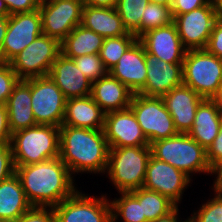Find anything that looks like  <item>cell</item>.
I'll use <instances>...</instances> for the list:
<instances>
[{
	"instance_id": "23",
	"label": "cell",
	"mask_w": 222,
	"mask_h": 222,
	"mask_svg": "<svg viewBox=\"0 0 222 222\" xmlns=\"http://www.w3.org/2000/svg\"><path fill=\"white\" fill-rule=\"evenodd\" d=\"M133 95L127 86L109 73L92 83L91 96L105 113L128 108Z\"/></svg>"
},
{
	"instance_id": "43",
	"label": "cell",
	"mask_w": 222,
	"mask_h": 222,
	"mask_svg": "<svg viewBox=\"0 0 222 222\" xmlns=\"http://www.w3.org/2000/svg\"><path fill=\"white\" fill-rule=\"evenodd\" d=\"M118 0H84L85 5L93 7H116Z\"/></svg>"
},
{
	"instance_id": "44",
	"label": "cell",
	"mask_w": 222,
	"mask_h": 222,
	"mask_svg": "<svg viewBox=\"0 0 222 222\" xmlns=\"http://www.w3.org/2000/svg\"><path fill=\"white\" fill-rule=\"evenodd\" d=\"M178 206L172 211L170 212L168 215L166 216H163V217H160L156 220H152V221H149V222H178L180 220H178Z\"/></svg>"
},
{
	"instance_id": "10",
	"label": "cell",
	"mask_w": 222,
	"mask_h": 222,
	"mask_svg": "<svg viewBox=\"0 0 222 222\" xmlns=\"http://www.w3.org/2000/svg\"><path fill=\"white\" fill-rule=\"evenodd\" d=\"M53 210L56 222H112L111 204L104 195L96 198L77 190Z\"/></svg>"
},
{
	"instance_id": "31",
	"label": "cell",
	"mask_w": 222,
	"mask_h": 222,
	"mask_svg": "<svg viewBox=\"0 0 222 222\" xmlns=\"http://www.w3.org/2000/svg\"><path fill=\"white\" fill-rule=\"evenodd\" d=\"M172 22L171 7L149 2L141 18V27L134 35L139 39L146 32L167 26Z\"/></svg>"
},
{
	"instance_id": "46",
	"label": "cell",
	"mask_w": 222,
	"mask_h": 222,
	"mask_svg": "<svg viewBox=\"0 0 222 222\" xmlns=\"http://www.w3.org/2000/svg\"><path fill=\"white\" fill-rule=\"evenodd\" d=\"M8 27V16H0V47L3 44Z\"/></svg>"
},
{
	"instance_id": "4",
	"label": "cell",
	"mask_w": 222,
	"mask_h": 222,
	"mask_svg": "<svg viewBox=\"0 0 222 222\" xmlns=\"http://www.w3.org/2000/svg\"><path fill=\"white\" fill-rule=\"evenodd\" d=\"M151 155L150 145L109 149L106 173L119 193L143 187Z\"/></svg>"
},
{
	"instance_id": "39",
	"label": "cell",
	"mask_w": 222,
	"mask_h": 222,
	"mask_svg": "<svg viewBox=\"0 0 222 222\" xmlns=\"http://www.w3.org/2000/svg\"><path fill=\"white\" fill-rule=\"evenodd\" d=\"M211 0H173L171 12L173 19L177 15L188 13L192 10L198 9L207 5Z\"/></svg>"
},
{
	"instance_id": "53",
	"label": "cell",
	"mask_w": 222,
	"mask_h": 222,
	"mask_svg": "<svg viewBox=\"0 0 222 222\" xmlns=\"http://www.w3.org/2000/svg\"><path fill=\"white\" fill-rule=\"evenodd\" d=\"M180 222H196V221H195V219L192 216L191 217L189 216V218L187 220H185V221H181L180 220Z\"/></svg>"
},
{
	"instance_id": "7",
	"label": "cell",
	"mask_w": 222,
	"mask_h": 222,
	"mask_svg": "<svg viewBox=\"0 0 222 222\" xmlns=\"http://www.w3.org/2000/svg\"><path fill=\"white\" fill-rule=\"evenodd\" d=\"M149 144L171 138L178 133L162 97L134 94L129 106Z\"/></svg>"
},
{
	"instance_id": "1",
	"label": "cell",
	"mask_w": 222,
	"mask_h": 222,
	"mask_svg": "<svg viewBox=\"0 0 222 222\" xmlns=\"http://www.w3.org/2000/svg\"><path fill=\"white\" fill-rule=\"evenodd\" d=\"M15 167L32 207H55L77 191L74 176L59 157Z\"/></svg>"
},
{
	"instance_id": "3",
	"label": "cell",
	"mask_w": 222,
	"mask_h": 222,
	"mask_svg": "<svg viewBox=\"0 0 222 222\" xmlns=\"http://www.w3.org/2000/svg\"><path fill=\"white\" fill-rule=\"evenodd\" d=\"M60 127L40 125L12 133L10 146L15 166L59 157Z\"/></svg>"
},
{
	"instance_id": "51",
	"label": "cell",
	"mask_w": 222,
	"mask_h": 222,
	"mask_svg": "<svg viewBox=\"0 0 222 222\" xmlns=\"http://www.w3.org/2000/svg\"><path fill=\"white\" fill-rule=\"evenodd\" d=\"M6 62H5V60H4V56H3V53H2V49H1V47H0V65H2V64H5Z\"/></svg>"
},
{
	"instance_id": "5",
	"label": "cell",
	"mask_w": 222,
	"mask_h": 222,
	"mask_svg": "<svg viewBox=\"0 0 222 222\" xmlns=\"http://www.w3.org/2000/svg\"><path fill=\"white\" fill-rule=\"evenodd\" d=\"M152 155L189 177L192 173H208L212 175V169L207 161L206 150L188 134L179 133L174 137L153 142Z\"/></svg>"
},
{
	"instance_id": "50",
	"label": "cell",
	"mask_w": 222,
	"mask_h": 222,
	"mask_svg": "<svg viewBox=\"0 0 222 222\" xmlns=\"http://www.w3.org/2000/svg\"><path fill=\"white\" fill-rule=\"evenodd\" d=\"M149 2L171 7L173 0H149Z\"/></svg>"
},
{
	"instance_id": "42",
	"label": "cell",
	"mask_w": 222,
	"mask_h": 222,
	"mask_svg": "<svg viewBox=\"0 0 222 222\" xmlns=\"http://www.w3.org/2000/svg\"><path fill=\"white\" fill-rule=\"evenodd\" d=\"M11 135L7 106L0 105V146L10 144Z\"/></svg>"
},
{
	"instance_id": "21",
	"label": "cell",
	"mask_w": 222,
	"mask_h": 222,
	"mask_svg": "<svg viewBox=\"0 0 222 222\" xmlns=\"http://www.w3.org/2000/svg\"><path fill=\"white\" fill-rule=\"evenodd\" d=\"M31 100V78L19 80L6 103L11 133L37 125Z\"/></svg>"
},
{
	"instance_id": "18",
	"label": "cell",
	"mask_w": 222,
	"mask_h": 222,
	"mask_svg": "<svg viewBox=\"0 0 222 222\" xmlns=\"http://www.w3.org/2000/svg\"><path fill=\"white\" fill-rule=\"evenodd\" d=\"M146 68L145 48L137 39L108 73L137 94L145 86Z\"/></svg>"
},
{
	"instance_id": "22",
	"label": "cell",
	"mask_w": 222,
	"mask_h": 222,
	"mask_svg": "<svg viewBox=\"0 0 222 222\" xmlns=\"http://www.w3.org/2000/svg\"><path fill=\"white\" fill-rule=\"evenodd\" d=\"M105 112L92 96L66 99L62 125L86 129H103Z\"/></svg>"
},
{
	"instance_id": "15",
	"label": "cell",
	"mask_w": 222,
	"mask_h": 222,
	"mask_svg": "<svg viewBox=\"0 0 222 222\" xmlns=\"http://www.w3.org/2000/svg\"><path fill=\"white\" fill-rule=\"evenodd\" d=\"M103 131L109 148L150 145L130 107L106 113Z\"/></svg>"
},
{
	"instance_id": "37",
	"label": "cell",
	"mask_w": 222,
	"mask_h": 222,
	"mask_svg": "<svg viewBox=\"0 0 222 222\" xmlns=\"http://www.w3.org/2000/svg\"><path fill=\"white\" fill-rule=\"evenodd\" d=\"M16 172L10 144L0 146V183L13 176Z\"/></svg>"
},
{
	"instance_id": "8",
	"label": "cell",
	"mask_w": 222,
	"mask_h": 222,
	"mask_svg": "<svg viewBox=\"0 0 222 222\" xmlns=\"http://www.w3.org/2000/svg\"><path fill=\"white\" fill-rule=\"evenodd\" d=\"M61 53L60 42L45 34L38 36L9 63L20 80L48 76Z\"/></svg>"
},
{
	"instance_id": "9",
	"label": "cell",
	"mask_w": 222,
	"mask_h": 222,
	"mask_svg": "<svg viewBox=\"0 0 222 222\" xmlns=\"http://www.w3.org/2000/svg\"><path fill=\"white\" fill-rule=\"evenodd\" d=\"M31 108L37 124L60 127L66 98L50 76L31 78Z\"/></svg>"
},
{
	"instance_id": "16",
	"label": "cell",
	"mask_w": 222,
	"mask_h": 222,
	"mask_svg": "<svg viewBox=\"0 0 222 222\" xmlns=\"http://www.w3.org/2000/svg\"><path fill=\"white\" fill-rule=\"evenodd\" d=\"M147 78L139 94L162 97L183 84V63H166L145 50Z\"/></svg>"
},
{
	"instance_id": "36",
	"label": "cell",
	"mask_w": 222,
	"mask_h": 222,
	"mask_svg": "<svg viewBox=\"0 0 222 222\" xmlns=\"http://www.w3.org/2000/svg\"><path fill=\"white\" fill-rule=\"evenodd\" d=\"M15 222H56L53 207H31Z\"/></svg>"
},
{
	"instance_id": "13",
	"label": "cell",
	"mask_w": 222,
	"mask_h": 222,
	"mask_svg": "<svg viewBox=\"0 0 222 222\" xmlns=\"http://www.w3.org/2000/svg\"><path fill=\"white\" fill-rule=\"evenodd\" d=\"M42 34L39 9L9 15L6 35L1 46L5 62L9 63Z\"/></svg>"
},
{
	"instance_id": "33",
	"label": "cell",
	"mask_w": 222,
	"mask_h": 222,
	"mask_svg": "<svg viewBox=\"0 0 222 222\" xmlns=\"http://www.w3.org/2000/svg\"><path fill=\"white\" fill-rule=\"evenodd\" d=\"M72 59L77 68L92 83L108 74L99 54L83 55Z\"/></svg>"
},
{
	"instance_id": "2",
	"label": "cell",
	"mask_w": 222,
	"mask_h": 222,
	"mask_svg": "<svg viewBox=\"0 0 222 222\" xmlns=\"http://www.w3.org/2000/svg\"><path fill=\"white\" fill-rule=\"evenodd\" d=\"M109 149L103 129L60 126L59 158L72 175L106 172Z\"/></svg>"
},
{
	"instance_id": "27",
	"label": "cell",
	"mask_w": 222,
	"mask_h": 222,
	"mask_svg": "<svg viewBox=\"0 0 222 222\" xmlns=\"http://www.w3.org/2000/svg\"><path fill=\"white\" fill-rule=\"evenodd\" d=\"M104 39L94 31L78 25L60 42L61 53L71 59L99 54Z\"/></svg>"
},
{
	"instance_id": "40",
	"label": "cell",
	"mask_w": 222,
	"mask_h": 222,
	"mask_svg": "<svg viewBox=\"0 0 222 222\" xmlns=\"http://www.w3.org/2000/svg\"><path fill=\"white\" fill-rule=\"evenodd\" d=\"M206 155L211 169L222 161V123L217 137L206 150Z\"/></svg>"
},
{
	"instance_id": "47",
	"label": "cell",
	"mask_w": 222,
	"mask_h": 222,
	"mask_svg": "<svg viewBox=\"0 0 222 222\" xmlns=\"http://www.w3.org/2000/svg\"><path fill=\"white\" fill-rule=\"evenodd\" d=\"M214 4V8L217 12V16L222 18V0H212Z\"/></svg>"
},
{
	"instance_id": "48",
	"label": "cell",
	"mask_w": 222,
	"mask_h": 222,
	"mask_svg": "<svg viewBox=\"0 0 222 222\" xmlns=\"http://www.w3.org/2000/svg\"><path fill=\"white\" fill-rule=\"evenodd\" d=\"M213 100L216 102V105L220 108V110L222 111V85L219 88L218 93L216 94V96L213 98Z\"/></svg>"
},
{
	"instance_id": "20",
	"label": "cell",
	"mask_w": 222,
	"mask_h": 222,
	"mask_svg": "<svg viewBox=\"0 0 222 222\" xmlns=\"http://www.w3.org/2000/svg\"><path fill=\"white\" fill-rule=\"evenodd\" d=\"M66 99L91 95L92 82L77 68L73 59L60 53L49 72Z\"/></svg>"
},
{
	"instance_id": "45",
	"label": "cell",
	"mask_w": 222,
	"mask_h": 222,
	"mask_svg": "<svg viewBox=\"0 0 222 222\" xmlns=\"http://www.w3.org/2000/svg\"><path fill=\"white\" fill-rule=\"evenodd\" d=\"M213 174L217 175L213 187H222V161L212 169Z\"/></svg>"
},
{
	"instance_id": "41",
	"label": "cell",
	"mask_w": 222,
	"mask_h": 222,
	"mask_svg": "<svg viewBox=\"0 0 222 222\" xmlns=\"http://www.w3.org/2000/svg\"><path fill=\"white\" fill-rule=\"evenodd\" d=\"M10 15L15 13L32 12L39 9L37 0H3Z\"/></svg>"
},
{
	"instance_id": "25",
	"label": "cell",
	"mask_w": 222,
	"mask_h": 222,
	"mask_svg": "<svg viewBox=\"0 0 222 222\" xmlns=\"http://www.w3.org/2000/svg\"><path fill=\"white\" fill-rule=\"evenodd\" d=\"M222 123V111L213 99H203L197 106L192 129L188 135L205 150L217 137Z\"/></svg>"
},
{
	"instance_id": "24",
	"label": "cell",
	"mask_w": 222,
	"mask_h": 222,
	"mask_svg": "<svg viewBox=\"0 0 222 222\" xmlns=\"http://www.w3.org/2000/svg\"><path fill=\"white\" fill-rule=\"evenodd\" d=\"M80 25L104 38L134 35L124 27L116 7H93L84 4Z\"/></svg>"
},
{
	"instance_id": "30",
	"label": "cell",
	"mask_w": 222,
	"mask_h": 222,
	"mask_svg": "<svg viewBox=\"0 0 222 222\" xmlns=\"http://www.w3.org/2000/svg\"><path fill=\"white\" fill-rule=\"evenodd\" d=\"M137 39L135 35H121L118 37L105 38L99 51V56L105 68L108 71L112 69Z\"/></svg>"
},
{
	"instance_id": "54",
	"label": "cell",
	"mask_w": 222,
	"mask_h": 222,
	"mask_svg": "<svg viewBox=\"0 0 222 222\" xmlns=\"http://www.w3.org/2000/svg\"><path fill=\"white\" fill-rule=\"evenodd\" d=\"M48 1H51V0H37V2H38L39 4H42V3H45V2H48Z\"/></svg>"
},
{
	"instance_id": "34",
	"label": "cell",
	"mask_w": 222,
	"mask_h": 222,
	"mask_svg": "<svg viewBox=\"0 0 222 222\" xmlns=\"http://www.w3.org/2000/svg\"><path fill=\"white\" fill-rule=\"evenodd\" d=\"M214 193V198L202 204L201 209L192 215L196 222H222V195Z\"/></svg>"
},
{
	"instance_id": "52",
	"label": "cell",
	"mask_w": 222,
	"mask_h": 222,
	"mask_svg": "<svg viewBox=\"0 0 222 222\" xmlns=\"http://www.w3.org/2000/svg\"><path fill=\"white\" fill-rule=\"evenodd\" d=\"M214 191L222 195V187H213Z\"/></svg>"
},
{
	"instance_id": "14",
	"label": "cell",
	"mask_w": 222,
	"mask_h": 222,
	"mask_svg": "<svg viewBox=\"0 0 222 222\" xmlns=\"http://www.w3.org/2000/svg\"><path fill=\"white\" fill-rule=\"evenodd\" d=\"M190 181L191 177L184 172L151 155L143 187L168 197L178 206Z\"/></svg>"
},
{
	"instance_id": "26",
	"label": "cell",
	"mask_w": 222,
	"mask_h": 222,
	"mask_svg": "<svg viewBox=\"0 0 222 222\" xmlns=\"http://www.w3.org/2000/svg\"><path fill=\"white\" fill-rule=\"evenodd\" d=\"M31 207L16 174L0 183V219L15 222Z\"/></svg>"
},
{
	"instance_id": "35",
	"label": "cell",
	"mask_w": 222,
	"mask_h": 222,
	"mask_svg": "<svg viewBox=\"0 0 222 222\" xmlns=\"http://www.w3.org/2000/svg\"><path fill=\"white\" fill-rule=\"evenodd\" d=\"M19 80L10 63L0 65V105H6L14 86Z\"/></svg>"
},
{
	"instance_id": "6",
	"label": "cell",
	"mask_w": 222,
	"mask_h": 222,
	"mask_svg": "<svg viewBox=\"0 0 222 222\" xmlns=\"http://www.w3.org/2000/svg\"><path fill=\"white\" fill-rule=\"evenodd\" d=\"M183 85L203 99H213L222 85V60L206 49L187 50L183 60Z\"/></svg>"
},
{
	"instance_id": "29",
	"label": "cell",
	"mask_w": 222,
	"mask_h": 222,
	"mask_svg": "<svg viewBox=\"0 0 222 222\" xmlns=\"http://www.w3.org/2000/svg\"><path fill=\"white\" fill-rule=\"evenodd\" d=\"M121 198L110 201L112 222L121 216L123 222H149L143 215L142 203L130 193L120 192Z\"/></svg>"
},
{
	"instance_id": "38",
	"label": "cell",
	"mask_w": 222,
	"mask_h": 222,
	"mask_svg": "<svg viewBox=\"0 0 222 222\" xmlns=\"http://www.w3.org/2000/svg\"><path fill=\"white\" fill-rule=\"evenodd\" d=\"M205 49L222 60V18H217Z\"/></svg>"
},
{
	"instance_id": "17",
	"label": "cell",
	"mask_w": 222,
	"mask_h": 222,
	"mask_svg": "<svg viewBox=\"0 0 222 222\" xmlns=\"http://www.w3.org/2000/svg\"><path fill=\"white\" fill-rule=\"evenodd\" d=\"M139 40L145 50L157 59L166 63H183L187 50L182 45L174 22L146 32Z\"/></svg>"
},
{
	"instance_id": "49",
	"label": "cell",
	"mask_w": 222,
	"mask_h": 222,
	"mask_svg": "<svg viewBox=\"0 0 222 222\" xmlns=\"http://www.w3.org/2000/svg\"><path fill=\"white\" fill-rule=\"evenodd\" d=\"M10 13L8 8L3 0H0V16H9Z\"/></svg>"
},
{
	"instance_id": "11",
	"label": "cell",
	"mask_w": 222,
	"mask_h": 222,
	"mask_svg": "<svg viewBox=\"0 0 222 222\" xmlns=\"http://www.w3.org/2000/svg\"><path fill=\"white\" fill-rule=\"evenodd\" d=\"M217 18L212 0L198 9L177 15L173 22L184 48L186 50L205 49Z\"/></svg>"
},
{
	"instance_id": "32",
	"label": "cell",
	"mask_w": 222,
	"mask_h": 222,
	"mask_svg": "<svg viewBox=\"0 0 222 222\" xmlns=\"http://www.w3.org/2000/svg\"><path fill=\"white\" fill-rule=\"evenodd\" d=\"M149 0H118L116 10L120 15L124 27L134 34L141 27V18Z\"/></svg>"
},
{
	"instance_id": "19",
	"label": "cell",
	"mask_w": 222,
	"mask_h": 222,
	"mask_svg": "<svg viewBox=\"0 0 222 222\" xmlns=\"http://www.w3.org/2000/svg\"><path fill=\"white\" fill-rule=\"evenodd\" d=\"M162 99L178 133L188 134L192 129L197 106L203 98L193 89L182 84L163 95Z\"/></svg>"
},
{
	"instance_id": "28",
	"label": "cell",
	"mask_w": 222,
	"mask_h": 222,
	"mask_svg": "<svg viewBox=\"0 0 222 222\" xmlns=\"http://www.w3.org/2000/svg\"><path fill=\"white\" fill-rule=\"evenodd\" d=\"M130 193L139 203H142L143 215L148 221L166 216L177 207L168 197L144 187L130 191Z\"/></svg>"
},
{
	"instance_id": "12",
	"label": "cell",
	"mask_w": 222,
	"mask_h": 222,
	"mask_svg": "<svg viewBox=\"0 0 222 222\" xmlns=\"http://www.w3.org/2000/svg\"><path fill=\"white\" fill-rule=\"evenodd\" d=\"M83 6L80 0H51L40 4L43 34L61 42L80 25Z\"/></svg>"
}]
</instances>
